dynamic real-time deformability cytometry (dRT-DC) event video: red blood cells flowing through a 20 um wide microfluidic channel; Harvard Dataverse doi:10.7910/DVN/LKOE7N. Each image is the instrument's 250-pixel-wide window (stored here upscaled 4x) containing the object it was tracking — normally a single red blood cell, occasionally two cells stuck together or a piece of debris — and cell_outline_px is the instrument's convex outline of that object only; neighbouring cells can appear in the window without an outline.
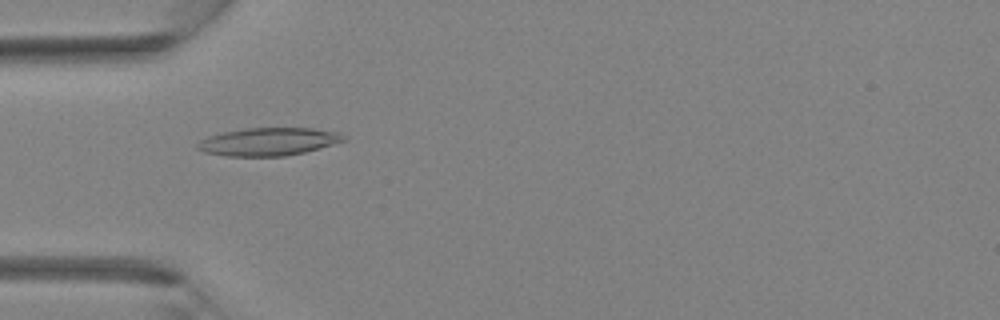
{"species": "Egyptian fruit bat (a non-hibernating species)", "species_latin": "Rousettus aegyptiacus", "temperature_condition": "room temperature", "stored_images_in_passage": 30, "camera_frame_rate_fps": 3000, "um_per_image_px": 0.085, "animal": {"sex": "female"}, "frame": {"image": 1, "passage_image": 5, "time_ms": 1.333, "image_size_px": [1000, 320], "cell_outline_px": [[348, 140], [304, 152], [284, 156], [224, 156], [204, 152], [196, 148], [196, 144], [200, 140], [208, 136], [224, 132], [244, 128], [312, 128], [340, 132], [348, 136]], "centroid_in_image_um": [22.84, 12.04], "position_along_channel_um": 62.2, "area_um2": 23.93}}
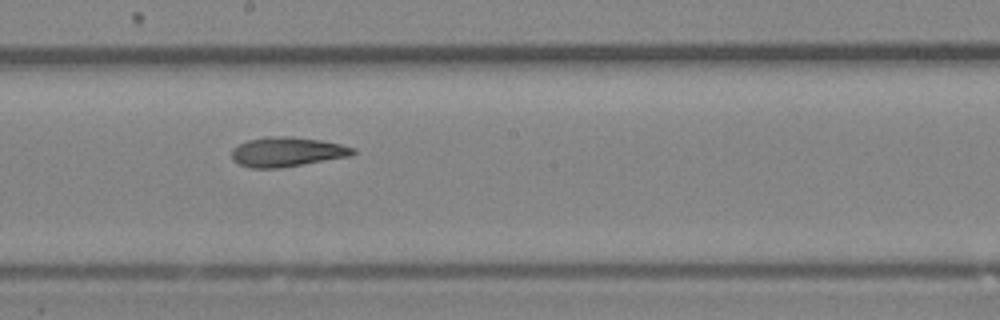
{"frame": {"image": 2, "passage_image": 14, "time_ms": 4.333, "image_size_px": [1000, 320], "cell_outline_px": [[356, 152], [352, 156], [280, 168], [252, 168], [240, 164], [232, 160], [232, 148], [248, 140], [268, 136], [288, 136], [320, 140], [340, 144], [356, 148]], "centroid_in_image_um": [24.42, 12.91], "position_along_channel_um": 223.8, "area_um2": 20.92}}
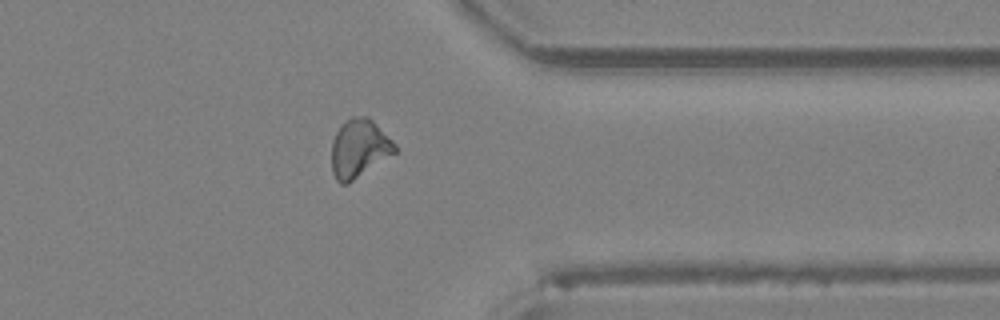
{"frame": {"image": 3, "passage_image": 23, "time_ms": 7.333, "image_size_px": [1000, 320], "cell_outline_px": [[396, 152], [348, 184], [340, 184], [336, 180], [332, 172], [332, 140], [336, 132], [344, 120], [352, 116], [368, 116], [396, 144]], "centroid_in_image_um": [30.5, 12.61], "position_along_channel_um": 380.9, "area_um2": 21.5}}